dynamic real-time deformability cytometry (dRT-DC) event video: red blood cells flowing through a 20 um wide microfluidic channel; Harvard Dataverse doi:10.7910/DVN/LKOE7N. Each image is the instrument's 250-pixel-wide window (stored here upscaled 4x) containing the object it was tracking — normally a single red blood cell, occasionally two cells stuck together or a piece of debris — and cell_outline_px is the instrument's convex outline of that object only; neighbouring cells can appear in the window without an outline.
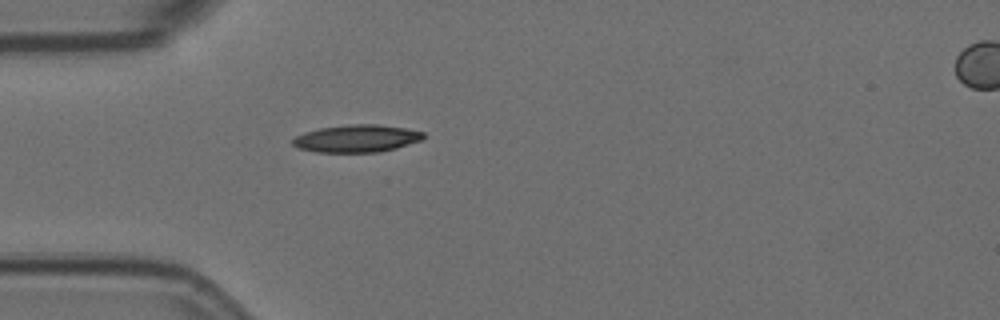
{"species": "Egyptian fruit bat (a non-hibernating species)", "species_latin": "Rousettus aegyptiacus", "temperature_condition": "room temperature", "stored_images_in_passage": 2, "segment_of_instrument_passage": [1, 2], "camera_frame_rate_fps": 3000, "um_per_image_px": 0.085, "animal": {"sex": "female"}, "frame": {"image": 1, "passage_image": 1, "time_ms": 0.0, "image_size_px": [1000, 320], "cell_outline_px": [[424, 140], [396, 148], [380, 152], [316, 152], [300, 148], [292, 144], [292, 140], [296, 136], [304, 132], [320, 128], [348, 124], [380, 124], [404, 128], [424, 132]], "centroid_in_image_um": [30.35, 11.77], "position_along_channel_um": 54.7, "area_um2": 20.98}}